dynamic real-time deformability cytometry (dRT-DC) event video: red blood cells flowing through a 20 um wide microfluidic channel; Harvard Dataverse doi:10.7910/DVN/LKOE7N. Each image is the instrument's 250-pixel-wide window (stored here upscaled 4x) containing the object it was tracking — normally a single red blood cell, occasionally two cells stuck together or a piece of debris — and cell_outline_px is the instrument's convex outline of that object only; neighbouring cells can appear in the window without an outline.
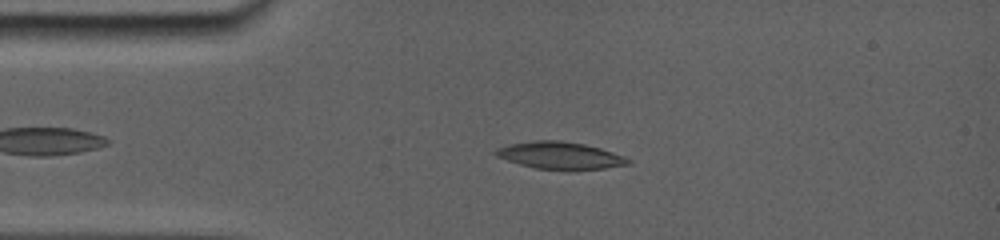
{"species": "common noctule bat (a hibernating species)", "species_latin": "Nyctalus noctula", "temperature_condition": "room temperature", "stored_images_in_passage": 23, "camera_frame_rate_fps": 5000, "um_per_image_px": 0.085, "animal": {"sex": "female", "body_mass_g": 19.0, "forearm_length_mm": 56.7}, "frame": {"image": 1, "passage_image": 6, "time_ms": 2.8, "image_size_px": [1000, 240], "cell_outline_px": [[632, 160], [628, 164], [604, 168], [564, 172], [536, 168], [520, 164], [496, 156], [496, 152], [500, 148], [516, 144], [580, 144], [596, 148]], "centroid_in_image_um": [47.68, 13.34], "position_along_channel_um": 37.3, "area_um2": 19.19}}
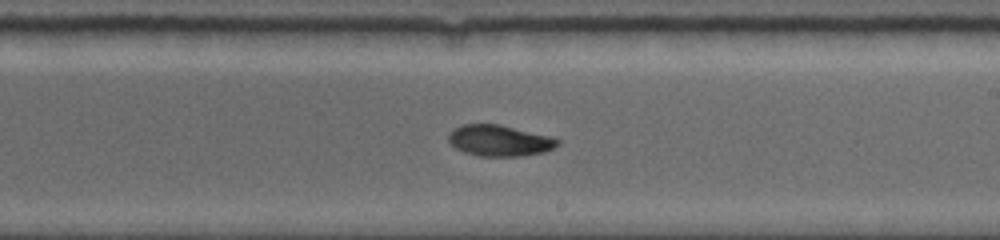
{"frame": {"image": 2, "passage_image": 15, "time_ms": 8.8, "image_size_px": [1000, 240], "cell_outline_px": [[560, 144], [544, 152], [524, 156], [480, 156], [464, 152], [456, 148], [448, 140], [448, 136], [456, 128], [464, 124], [500, 124], [552, 136], [560, 140]], "centroid_in_image_um": [42.51, 11.95], "position_along_channel_um": 246.5, "area_um2": 19.77}}
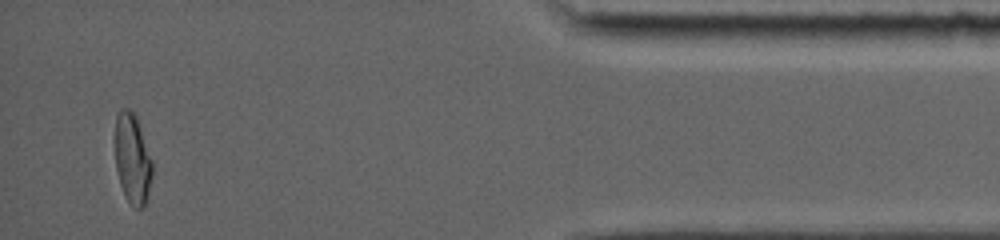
{"frame": {"image": 3, "passage_image": 23, "time_ms": 14.6, "image_size_px": [1000, 240], "cell_outline_px": [[152, 176], [148, 196], [144, 208], [136, 208], [124, 196], [120, 184], [116, 168], [112, 136], [116, 116], [120, 108], [128, 108], [136, 116], [152, 160]], "centroid_in_image_um": [11.21, 13.46], "position_along_channel_um": 424.0, "area_um2": 20.17}}